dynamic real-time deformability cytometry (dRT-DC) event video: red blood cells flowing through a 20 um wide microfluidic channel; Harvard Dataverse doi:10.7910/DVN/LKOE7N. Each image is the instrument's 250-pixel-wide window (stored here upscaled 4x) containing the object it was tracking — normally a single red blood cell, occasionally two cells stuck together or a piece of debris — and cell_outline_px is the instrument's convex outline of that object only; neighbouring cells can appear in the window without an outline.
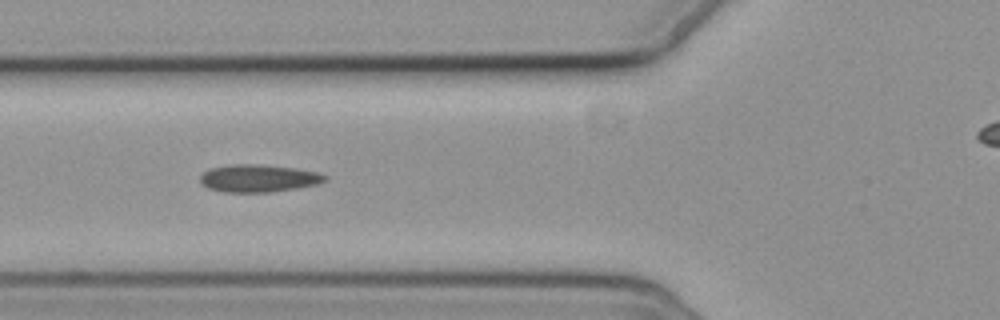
{"species": "common noctule bat (a hibernating species)", "species_latin": "Nyctalus noctula", "temperature_condition": "cold", "stored_images_in_passage": 8, "camera_frame_rate_fps": 3000, "um_per_image_px": 0.085, "animal": {"sex": "female", "body_mass_g": 19.3, "forearm_length_mm": 54.1}, "frame": {"image": 1, "passage_image": 5, "time_ms": 4.667, "image_size_px": [1000, 320], "cell_outline_px": [[328, 180], [316, 184], [296, 188], [272, 192], [224, 192], [208, 188], [200, 184], [200, 176], [204, 172], [212, 168], [232, 164], [260, 164], [296, 168], [320, 172], [328, 176]], "centroid_in_image_um": [22.0, 15.15], "position_along_channel_um": 103.8, "area_um2": 20.17}}
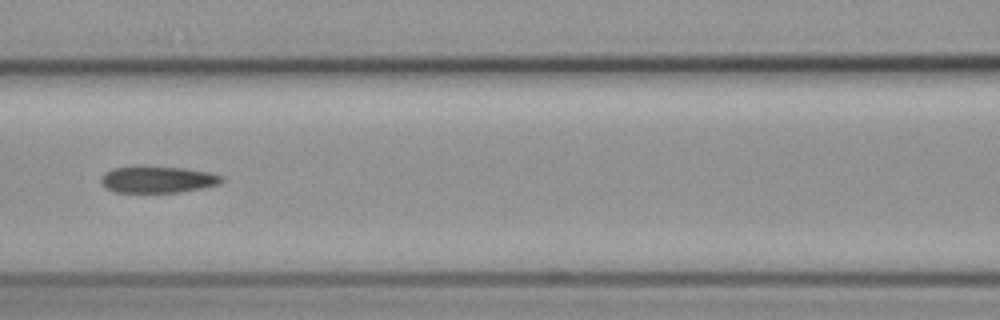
{"frame": {"image": 2, "passage_image": 6, "time_ms": 6.0, "image_size_px": [1000, 320], "cell_outline_px": [[224, 180], [220, 184], [204, 188], [180, 192], [116, 192], [104, 188], [100, 184], [100, 176], [104, 172], [112, 168], [140, 164], [184, 168], [208, 172], [224, 176]], "centroid_in_image_um": [13.35, 15.23], "position_along_channel_um": 153.2, "area_um2": 19.54}}
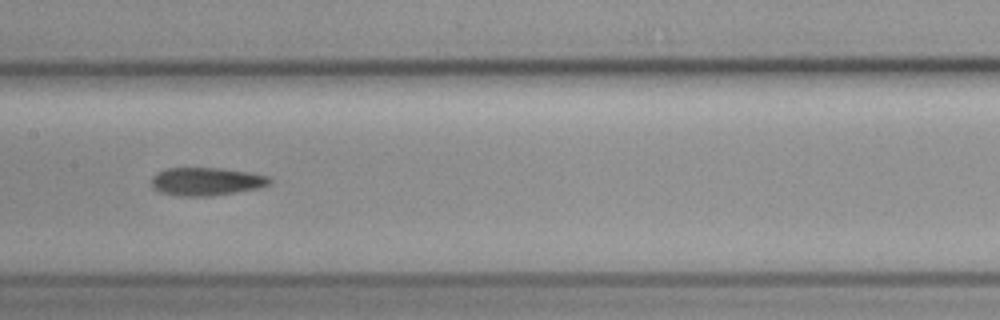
{"frame": {"image": 3, "passage_image": 7, "time_ms": 7.0, "image_size_px": [1000, 320], "cell_outline_px": [[272, 184], [260, 188], [236, 192], [208, 196], [180, 196], [160, 192], [152, 188], [152, 176], [156, 172], [168, 168], [220, 168], [248, 172], [268, 176], [272, 180]], "centroid_in_image_um": [17.54, 15.42], "position_along_channel_um": 189.9, "area_um2": 19.42}}